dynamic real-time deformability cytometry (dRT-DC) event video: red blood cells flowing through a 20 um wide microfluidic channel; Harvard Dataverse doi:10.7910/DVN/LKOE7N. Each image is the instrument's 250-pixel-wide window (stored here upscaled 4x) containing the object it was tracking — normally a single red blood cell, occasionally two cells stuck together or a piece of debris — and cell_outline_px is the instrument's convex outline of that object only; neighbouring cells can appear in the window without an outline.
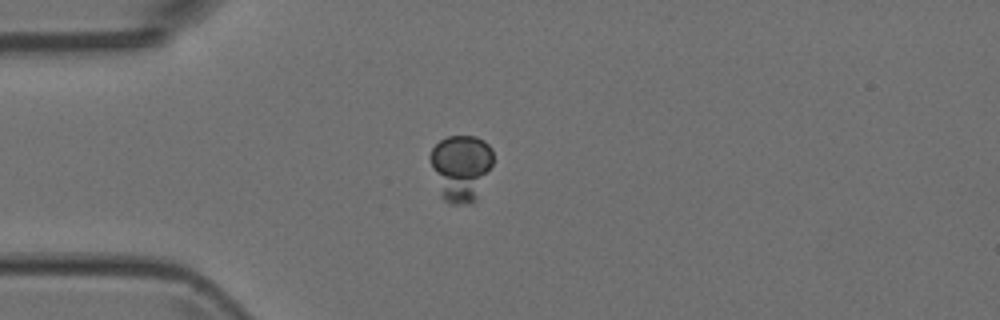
{"species": "Egyptian fruit bat (a non-hibernating species)", "species_latin": "Rousettus aegyptiacus", "temperature_condition": "room temperature", "stored_images_in_passage": 5, "camera_frame_rate_fps": 3000, "um_per_image_px": 0.085, "animal": {"sex": "female"}, "frame": {"image": 1, "passage_image": 4, "time_ms": 1.0, "image_size_px": [1000, 320], "cell_outline_px": [[492, 164], [476, 200], [472, 204], [448, 204], [440, 196], [428, 156], [432, 148], [440, 140], [448, 136], [476, 136], [484, 140], [492, 148]], "centroid_in_image_um": [39.15, 14.25], "position_along_channel_um": 45.8, "area_um2": 24.57}}